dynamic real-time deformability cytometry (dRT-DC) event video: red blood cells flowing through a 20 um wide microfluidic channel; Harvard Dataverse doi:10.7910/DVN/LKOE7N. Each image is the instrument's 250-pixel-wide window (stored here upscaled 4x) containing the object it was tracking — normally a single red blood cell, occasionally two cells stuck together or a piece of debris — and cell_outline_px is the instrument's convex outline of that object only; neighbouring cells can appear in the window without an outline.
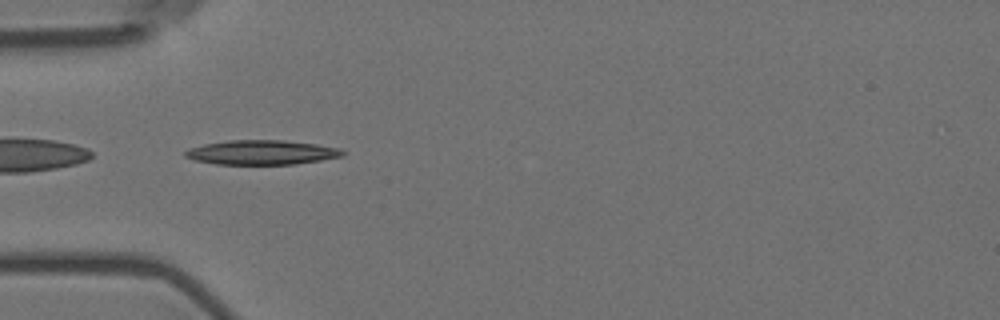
{"species": "Egyptian fruit bat (a non-hibernating species)", "species_latin": "Rousettus aegyptiacus", "temperature_condition": "room temperature", "stored_images_in_passage": 40, "camera_frame_rate_fps": 3000, "um_per_image_px": 0.085, "animal": {"sex": "female"}, "frame": {"image": 1, "passage_image": 1, "time_ms": 0.0, "image_size_px": [1000, 320], "cell_outline_px": [[344, 156], [296, 164], [216, 164], [192, 160], [184, 156], [184, 152], [188, 148], [204, 144], [228, 140], [284, 140], [316, 144], [340, 148], [344, 152]], "centroid_in_image_um": [22.21, 12.95], "position_along_channel_um": 62.8, "area_um2": 22.54}}
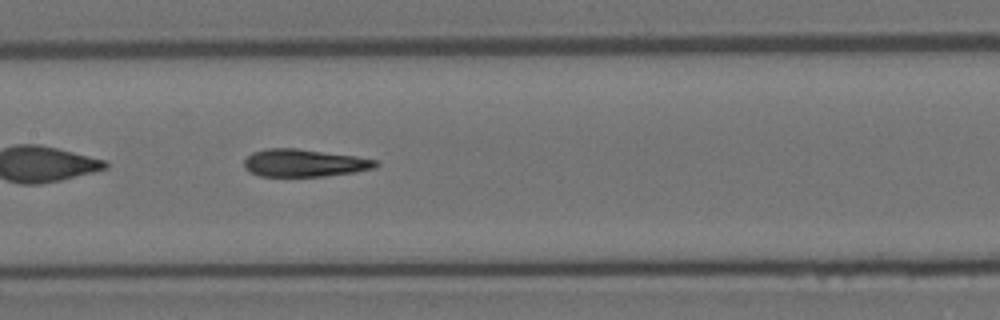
{"frame": {"image": 2, "passage_image": 11, "time_ms": 3.333, "image_size_px": [1000, 320], "cell_outline_px": [[380, 164], [376, 168], [352, 172], [324, 176], [260, 176], [248, 172], [244, 168], [244, 160], [252, 152], [264, 148], [296, 148], [356, 156], [376, 160]], "centroid_in_image_um": [25.83, 13.85], "position_along_channel_um": 181.6, "area_um2": 21.21}}
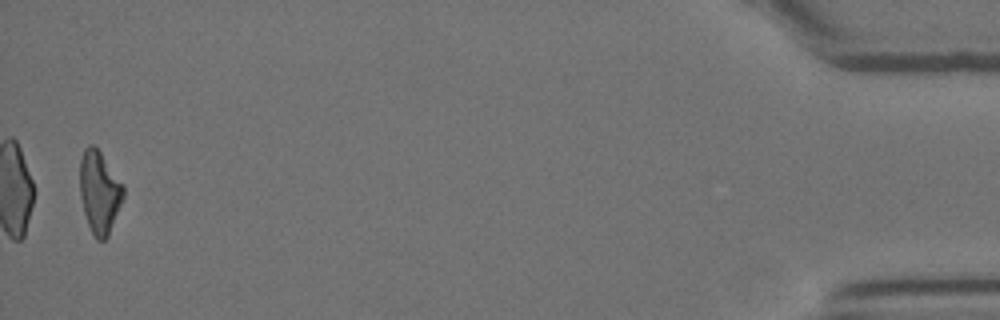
{"frame": {"image": 3, "passage_image": 39, "time_ms": 12.667, "image_size_px": [1000, 320], "cell_outline_px": [[124, 196], [108, 236], [104, 240], [96, 240], [88, 224], [84, 212], [80, 196], [80, 160], [84, 148], [88, 144], [92, 144], [100, 152], [124, 184]], "centroid_in_image_um": [8.45, 16.32], "position_along_channel_um": 426.7, "area_um2": 20.81}, "authors_computed_cell_mechanics": {"area_um2": 21.4727, "velocity_mm_per_s": 3.5799, "shape_relaxation_time_tau1_ms": 7.9817, "shape_relaxation_time_tau2_ms": 3.7104, "deformation_change_tau1": 0.2697, "deformation_change_tau2": 0.1115}}